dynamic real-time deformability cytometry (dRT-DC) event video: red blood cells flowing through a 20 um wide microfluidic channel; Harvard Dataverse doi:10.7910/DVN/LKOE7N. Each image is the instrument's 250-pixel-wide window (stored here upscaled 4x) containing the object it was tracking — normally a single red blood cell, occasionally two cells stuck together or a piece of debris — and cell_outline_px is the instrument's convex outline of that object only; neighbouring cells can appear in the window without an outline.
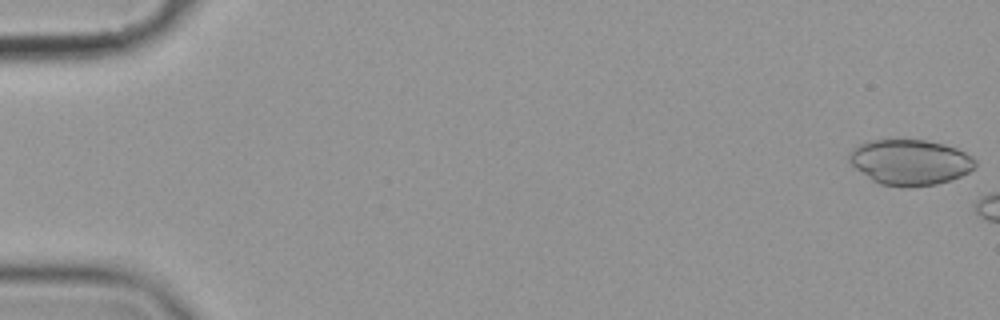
{"species": "common noctule bat (a hibernating species)", "species_latin": "Nyctalus noctula", "temperature_condition": "cold", "stored_images_in_passage": 6, "camera_frame_rate_fps": 3000, "um_per_image_px": 0.085, "animal": {"sex": "female", "body_mass_g": 19.9}, "frame": {"image": 1, "passage_image": 1, "time_ms": 0.0, "image_size_px": [1000, 320], "cell_outline_px": [[976, 168], [960, 176], [936, 184], [880, 184], [872, 180], [856, 168], [848, 160], [848, 156], [852, 148], [868, 140], [924, 140], [944, 144], [956, 148], [964, 152], [976, 160]], "centroid_in_image_um": [77.35, 13.74], "position_along_channel_um": 7.6, "area_um2": 32.6}}